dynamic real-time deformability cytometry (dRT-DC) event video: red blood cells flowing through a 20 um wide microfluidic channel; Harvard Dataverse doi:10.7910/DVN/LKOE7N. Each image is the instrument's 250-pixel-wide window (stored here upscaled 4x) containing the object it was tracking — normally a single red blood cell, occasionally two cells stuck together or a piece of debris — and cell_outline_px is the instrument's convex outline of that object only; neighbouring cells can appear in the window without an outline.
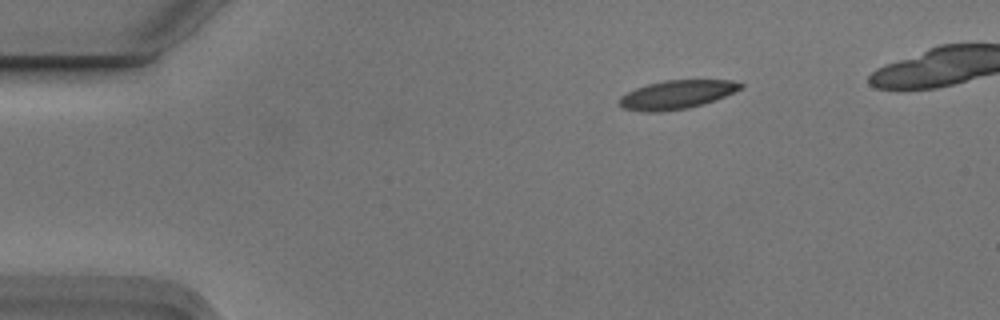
{"species": "Egyptian fruit bat (a non-hibernating species)", "species_latin": "Rousettus aegyptiacus", "temperature_condition": "cold", "stored_images_in_passage": 5, "camera_frame_rate_fps": 3000, "um_per_image_px": 0.085, "animal": {"sex": "male"}, "frame": {"image": 1, "passage_image": 2, "time_ms": 0.333, "image_size_px": [1000, 320], "cell_outline_px": [[744, 84], [740, 88], [724, 96], [704, 104], [688, 108], [660, 112], [640, 112], [620, 108], [620, 96], [636, 88], [648, 84], [664, 80], [732, 80]], "centroid_in_image_um": [57.47, 8.05], "position_along_channel_um": 27.5, "area_um2": 20.17}}